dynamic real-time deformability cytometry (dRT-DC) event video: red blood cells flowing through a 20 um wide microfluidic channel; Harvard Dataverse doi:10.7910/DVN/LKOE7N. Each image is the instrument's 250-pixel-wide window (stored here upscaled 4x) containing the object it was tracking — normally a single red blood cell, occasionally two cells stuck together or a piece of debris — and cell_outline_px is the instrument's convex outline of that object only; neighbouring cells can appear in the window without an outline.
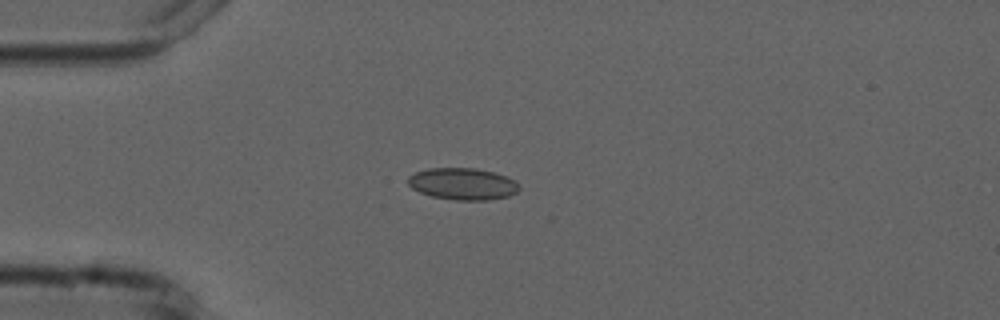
{"species": "common noctule bat (a hibernating species)", "species_latin": "Nyctalus noctula", "temperature_condition": "cold", "stored_images_in_passage": 3, "camera_frame_rate_fps": 3000, "um_per_image_px": 0.085, "animal": {"sex": "male", "forearm_length_mm": 52.5}, "frame": {"image": 1, "passage_image": 2, "time_ms": 1.667, "image_size_px": [1000, 320], "cell_outline_px": [[520, 188], [516, 192], [508, 196], [488, 200], [456, 200], [432, 196], [420, 192], [412, 188], [408, 184], [408, 176], [416, 172], [428, 168], [476, 168], [496, 172], [520, 184]], "centroid_in_image_um": [39.33, 15.62], "position_along_channel_um": 45.7, "area_um2": 20.58}}